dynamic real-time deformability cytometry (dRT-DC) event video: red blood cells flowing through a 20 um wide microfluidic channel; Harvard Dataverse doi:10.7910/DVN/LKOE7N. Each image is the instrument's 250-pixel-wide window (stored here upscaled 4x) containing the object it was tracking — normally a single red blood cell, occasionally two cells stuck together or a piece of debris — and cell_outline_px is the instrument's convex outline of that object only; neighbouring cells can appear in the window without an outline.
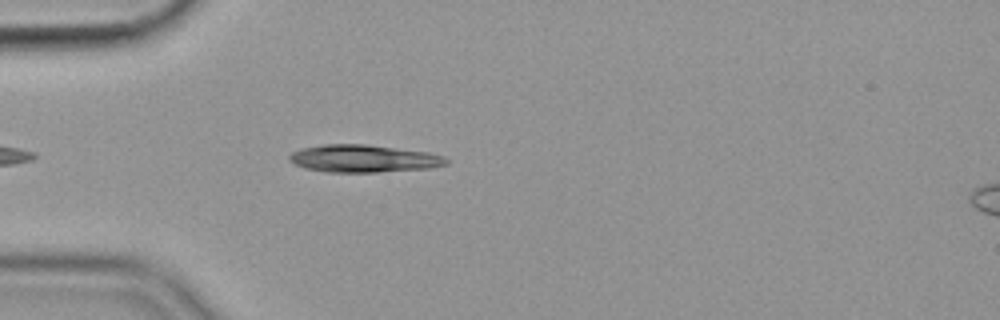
{"species": "common noctule bat (a hibernating species)", "species_latin": "Nyctalus noctula", "temperature_condition": "cold", "stored_images_in_passage": 41, "camera_frame_rate_fps": 3000, "um_per_image_px": 0.085, "animal": {"sex": "female", "body_mass_g": 19.9}, "frame": {"image": 1, "passage_image": 1, "time_ms": 0.0, "image_size_px": [1000, 320], "cell_outline_px": [[448, 164], [432, 168], [376, 172], [324, 172], [304, 168], [288, 160], [288, 156], [292, 152], [300, 148], [324, 144], [364, 144], [428, 152], [444, 156], [448, 160]], "centroid_in_image_um": [30.89, 13.48], "position_along_channel_um": 54.1, "area_um2": 25.26}}